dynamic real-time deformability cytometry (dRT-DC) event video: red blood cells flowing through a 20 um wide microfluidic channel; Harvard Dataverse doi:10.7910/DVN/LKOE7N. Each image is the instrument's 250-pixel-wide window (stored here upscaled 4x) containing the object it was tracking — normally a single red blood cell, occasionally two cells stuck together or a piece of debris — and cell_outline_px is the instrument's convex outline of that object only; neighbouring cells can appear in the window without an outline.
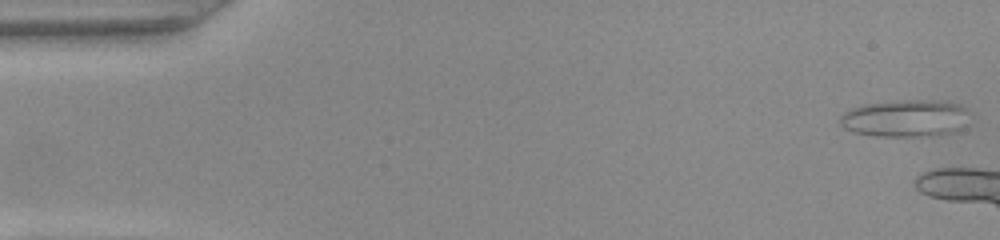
{"species": "common noctule bat (a hibernating species)", "species_latin": "Nyctalus noctula", "temperature_condition": "warm", "stored_images_in_passage": 10, "camera_frame_rate_fps": 3000, "um_per_image_px": 0.085, "animal": {"sex": "female", "body_mass_g": 22.0, "forearm_length_mm": 56.7}, "frame": {"image": 1, "passage_image": 1, "time_ms": 0.0, "image_size_px": [1000, 240], "cell_outline_px": [[964, 108], [956, 132], [940, 136], [876, 136], [852, 132], [844, 128], [840, 124], [840, 116], [844, 112], [852, 108], [864, 104], [900, 100], [936, 100], [960, 104]], "centroid_in_image_um": [76.82, 10.06], "position_along_channel_um": 8.2, "area_um2": 27.57}}